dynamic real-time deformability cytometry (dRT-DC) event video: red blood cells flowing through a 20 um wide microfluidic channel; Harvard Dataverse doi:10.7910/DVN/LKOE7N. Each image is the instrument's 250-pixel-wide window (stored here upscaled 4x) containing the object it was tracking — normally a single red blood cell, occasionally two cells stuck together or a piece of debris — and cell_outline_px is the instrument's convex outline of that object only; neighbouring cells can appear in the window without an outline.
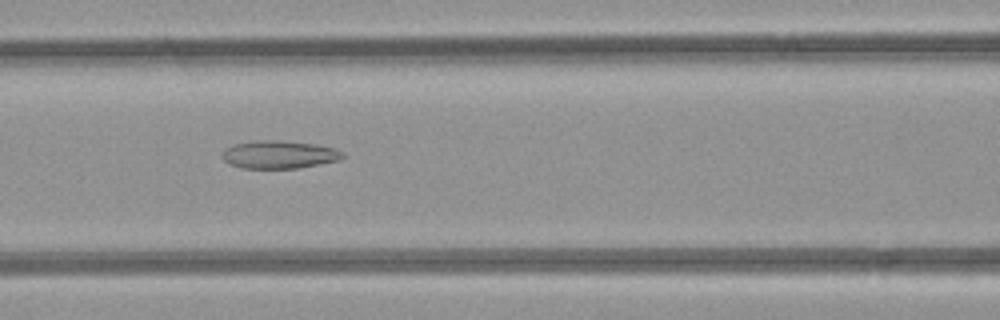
{"species": "common noctule bat (a hibernating species)", "species_latin": "Nyctalus noctula", "temperature_condition": "room temperature", "stored_images_in_passage": 36, "camera_frame_rate_fps": 3000, "um_per_image_px": 0.085, "animal": {"sex": "female", "body_mass_g": 21.9}, "frame": {"image": 1, "passage_image": 8, "time_ms": 2.333, "image_size_px": [1000, 320], "cell_outline_px": [[344, 156], [340, 160], [296, 168], [240, 168], [228, 164], [220, 156], [224, 148], [232, 144], [260, 140], [276, 140], [312, 144], [332, 148], [344, 152]], "centroid_in_image_um": [23.65, 13.14], "position_along_channel_um": 143.0, "area_um2": 19.54}}
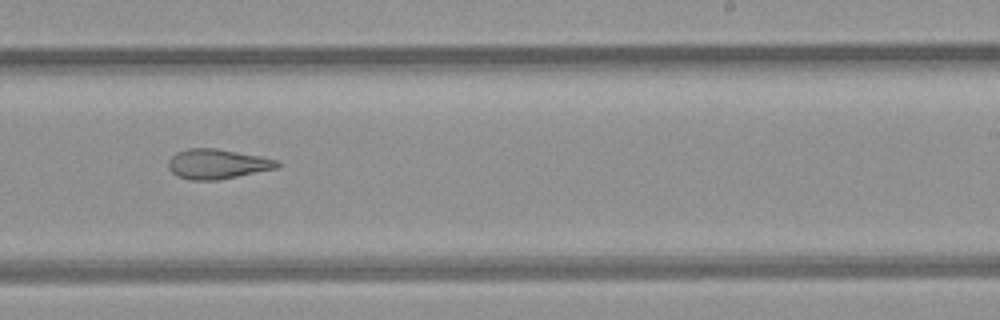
{"frame": {"image": 2, "passage_image": 17, "time_ms": 5.333, "image_size_px": [1000, 320], "cell_outline_px": [[280, 164], [276, 168], [216, 180], [188, 180], [176, 176], [168, 168], [168, 160], [176, 152], [188, 148], [216, 148], [260, 156], [280, 160]], "centroid_in_image_um": [18.43, 13.93], "position_along_channel_um": 270.6, "area_um2": 18.9}}
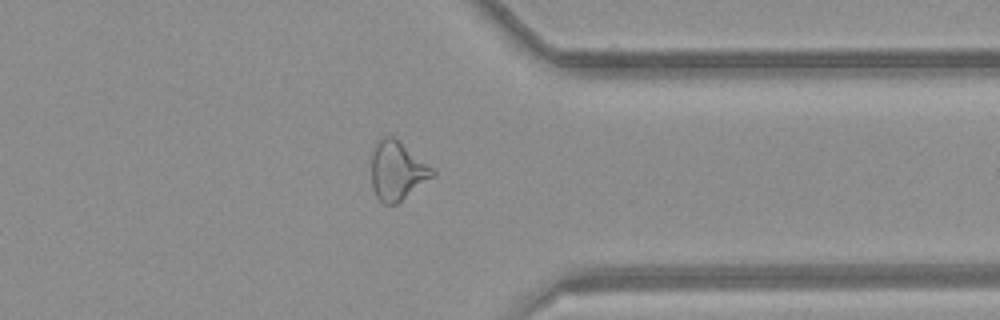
{"frame": {"image": 3, "passage_image": 25, "time_ms": 8.0, "image_size_px": [1000, 320], "cell_outline_px": [[436, 176], [396, 204], [384, 204], [376, 196], [372, 188], [372, 148], [376, 140], [384, 136], [392, 136], [436, 168]], "centroid_in_image_um": [33.79, 14.5], "position_along_channel_um": 377.6, "area_um2": 21.39}, "authors_computed_cell_mechanics": {"area_um2": 20.4323, "velocity_mm_per_s": 4.2542, "shape_relaxation_time_tau1_ms": null, "shape_relaxation_time_tau2_ms": 2.9038, "deformation_change_tau1": null, "deformation_change_tau2": 0.1193}}